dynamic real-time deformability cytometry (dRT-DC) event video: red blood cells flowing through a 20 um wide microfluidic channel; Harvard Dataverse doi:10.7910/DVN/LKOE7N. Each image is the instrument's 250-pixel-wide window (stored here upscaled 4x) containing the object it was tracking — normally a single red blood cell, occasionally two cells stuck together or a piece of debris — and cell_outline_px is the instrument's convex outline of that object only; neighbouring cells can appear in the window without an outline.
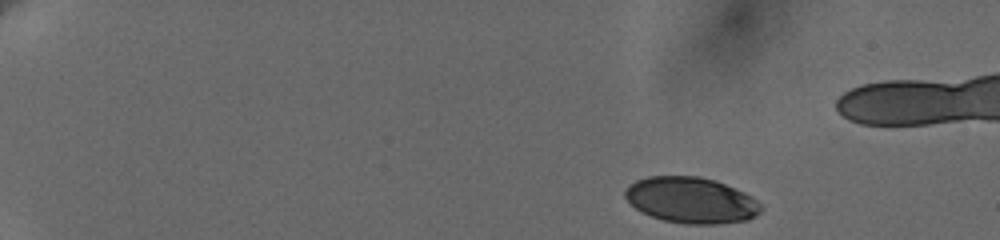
{"species": "human", "species_latin": "Homo sapiens", "temperature_condition": "cold", "stored_images_in_passage": 9, "camera_frame_rate_fps": 3000, "um_per_image_px": 0.085, "donor": {"sex": "female"}, "frame": {"image": 1, "passage_image": 1, "time_ms": 0.0, "image_size_px": [1000, 240], "cell_outline_px": [[764, 208], [756, 216], [748, 220], [716, 224], [684, 224], [664, 220], [640, 212], [624, 196], [624, 192], [628, 184], [636, 180], [648, 176], [700, 176], [716, 180], [744, 192], [752, 196]], "centroid_in_image_um": [58.75, 17.01], "position_along_channel_um": 26.2, "area_um2": 36.65}}
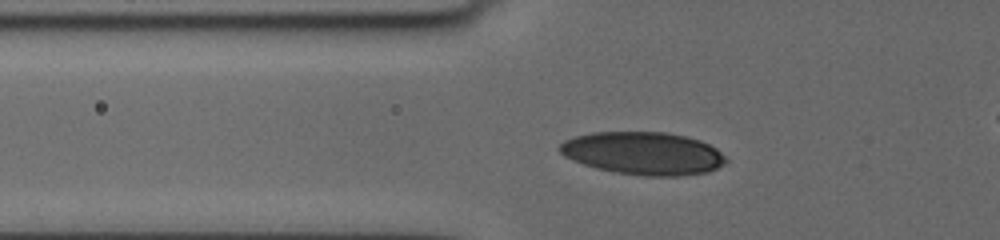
{"frame": {"image": 2, "passage_image": 8, "time_ms": 4.667, "image_size_px": [1000, 240], "cell_outline_px": [[728, 160], [724, 164], [708, 172], [680, 176], [644, 176], [616, 172], [596, 168], [572, 160], [564, 156], [556, 148], [564, 140], [576, 136], [592, 132], [664, 132], [684, 136], [700, 140], [716, 148]], "centroid_in_image_um": [54.66, 13.03], "position_along_channel_um": 71.1, "area_um2": 41.44}}